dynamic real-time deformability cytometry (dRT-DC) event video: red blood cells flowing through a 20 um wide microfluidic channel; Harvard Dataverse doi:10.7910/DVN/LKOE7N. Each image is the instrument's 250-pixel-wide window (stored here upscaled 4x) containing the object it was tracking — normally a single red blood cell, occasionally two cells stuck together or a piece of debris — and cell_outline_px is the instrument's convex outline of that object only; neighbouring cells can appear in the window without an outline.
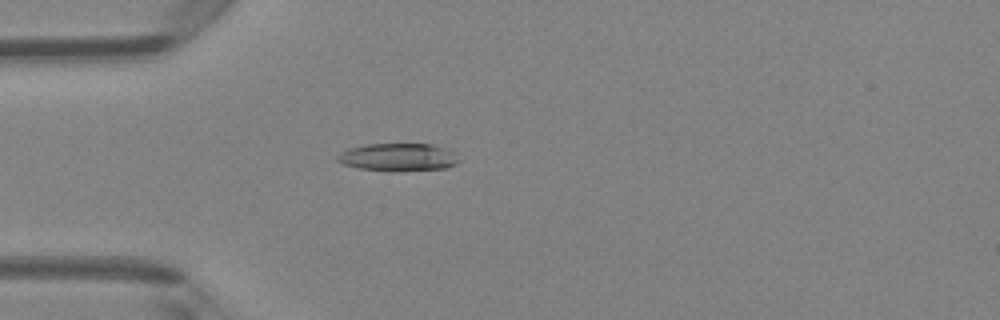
{"species": "Egyptian fruit bat (a non-hibernating species)", "species_latin": "Rousettus aegyptiacus", "temperature_condition": "room temperature", "stored_images_in_passage": 39, "camera_frame_rate_fps": 3000, "um_per_image_px": 0.085, "animal": {"sex": "female"}, "frame": {"image": 1, "passage_image": 4, "time_ms": 1.0, "image_size_px": [1000, 320], "cell_outline_px": [[460, 160], [456, 164], [444, 168], [392, 172], [388, 172], [356, 168], [344, 164], [336, 160], [336, 156], [340, 152], [348, 148], [368, 144], [432, 144], [448, 148], [456, 152]], "centroid_in_image_um": [33.85, 13.37], "position_along_channel_um": 51.1, "area_um2": 20.11}}
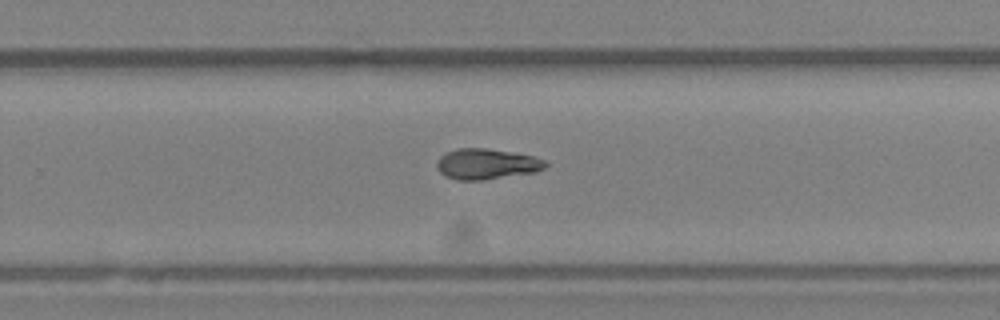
{"frame": {"image": 2, "passage_image": 22, "time_ms": 7.0, "image_size_px": [1000, 320], "cell_outline_px": [[548, 164], [544, 168], [536, 172], [484, 180], [456, 180], [444, 176], [436, 168], [436, 164], [440, 156], [456, 148], [484, 148], [512, 152], [532, 156], [544, 160]], "centroid_in_image_um": [41.33, 13.95], "position_along_channel_um": 288.5, "area_um2": 19.42}}
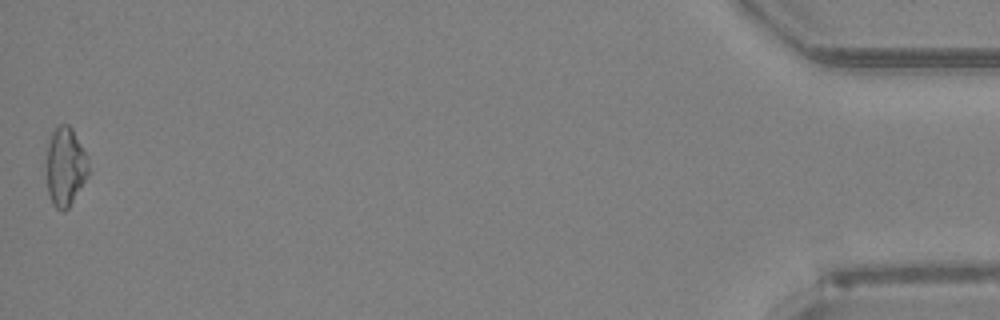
{"frame": {"image": 3, "passage_image": 39, "time_ms": 12.667, "image_size_px": [1000, 320], "cell_outline_px": [[88, 176], [68, 208], [64, 212], [60, 212], [52, 204], [48, 192], [48, 144], [52, 132], [60, 124], [68, 124], [72, 128], [88, 156]], "centroid_in_image_um": [5.58, 14.18], "position_along_channel_um": 429.6, "area_um2": 19.07}, "authors_computed_cell_mechanics": {"area_um2": 19.0162, "velocity_mm_per_s": 4.1394, "shape_relaxation_time_tau1_ms": null, "shape_relaxation_time_tau2_ms": 9.9633, "deformation_change_tau1": null, "deformation_change_tau2": 0.199}}